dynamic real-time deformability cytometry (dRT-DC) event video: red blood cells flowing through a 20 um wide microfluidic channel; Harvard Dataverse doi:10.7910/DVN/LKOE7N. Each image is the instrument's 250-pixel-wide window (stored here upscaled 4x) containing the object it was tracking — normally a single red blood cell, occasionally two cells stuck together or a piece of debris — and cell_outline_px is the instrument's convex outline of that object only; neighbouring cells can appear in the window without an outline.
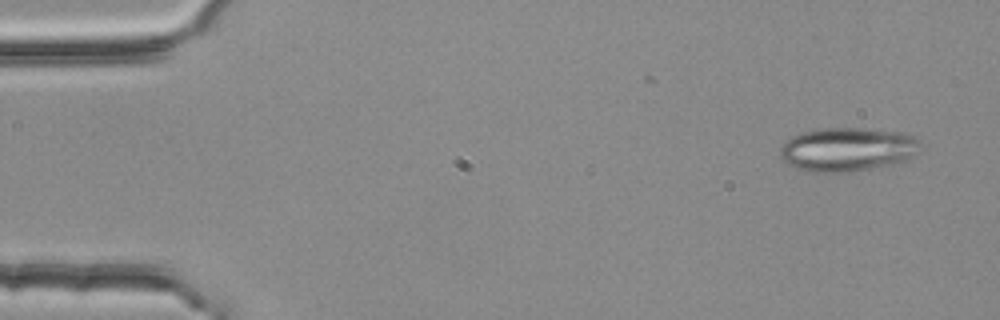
{"species": "common noctule bat (a hibernating species)", "species_latin": "Nyctalus noctula", "temperature_condition": "room temperature", "stored_images_in_passage": 4, "camera_frame_rate_fps": 3000, "um_per_image_px": 0.085, "animal": {"sex": "female", "body_mass_g": 25.1}, "frame": {"image": 1, "passage_image": 1, "time_ms": 0.0, "image_size_px": [1000, 320], "cell_outline_px": [[920, 144], [912, 156], [904, 160], [872, 168], [848, 172], [812, 172], [796, 168], [788, 164], [780, 156], [780, 148], [792, 136], [800, 132], [820, 128], [860, 128], [908, 132], [916, 136], [920, 140]], "centroid_in_image_um": [72.03, 12.67], "position_along_channel_um": 13.0, "area_um2": 35.78}}